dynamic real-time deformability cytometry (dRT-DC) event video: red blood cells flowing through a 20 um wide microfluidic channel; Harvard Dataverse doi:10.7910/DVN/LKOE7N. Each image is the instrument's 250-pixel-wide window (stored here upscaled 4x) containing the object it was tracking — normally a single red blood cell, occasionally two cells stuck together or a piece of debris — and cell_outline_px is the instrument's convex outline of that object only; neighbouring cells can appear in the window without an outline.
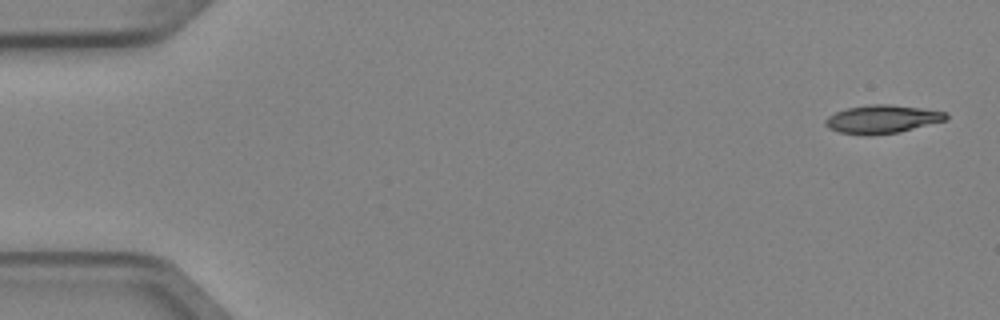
{"species": "Egyptian fruit bat (a non-hibernating species)", "species_latin": "Rousettus aegyptiacus", "temperature_condition": "cold", "stored_images_in_passage": 5, "camera_frame_rate_fps": 3000, "um_per_image_px": 0.085, "animal": {"sex": "female"}, "frame": {"image": 1, "passage_image": 1, "time_ms": 0.0, "image_size_px": [1000, 320], "cell_outline_px": [[948, 120], [900, 132], [840, 132], [828, 128], [824, 124], [824, 120], [828, 116], [836, 112], [848, 108], [872, 104], [888, 104], [920, 108], [948, 112]], "centroid_in_image_um": [75.05, 10.08], "position_along_channel_um": 9.9, "area_um2": 19.13}}
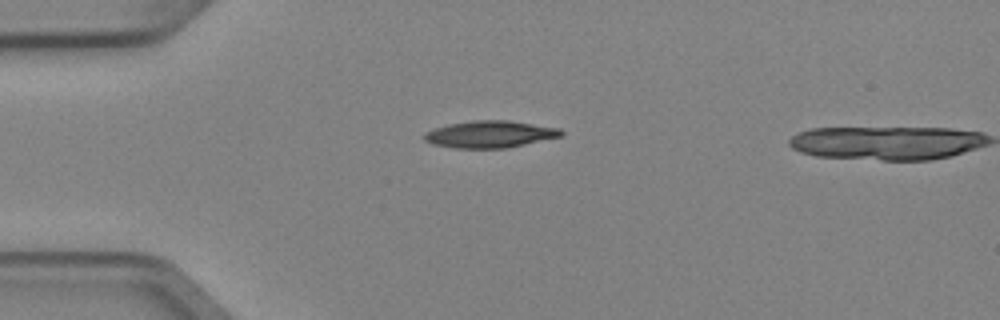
{"frame": {"image": 2, "passage_image": 4, "time_ms": 1.0, "image_size_px": [1000, 320], "cell_outline_px": [[564, 132], [560, 136], [508, 148], [456, 148], [432, 144], [424, 140], [424, 132], [448, 124], [472, 120], [508, 120], [560, 128]], "centroid_in_image_um": [41.63, 11.41], "position_along_channel_um": 43.4, "area_um2": 21.44}}